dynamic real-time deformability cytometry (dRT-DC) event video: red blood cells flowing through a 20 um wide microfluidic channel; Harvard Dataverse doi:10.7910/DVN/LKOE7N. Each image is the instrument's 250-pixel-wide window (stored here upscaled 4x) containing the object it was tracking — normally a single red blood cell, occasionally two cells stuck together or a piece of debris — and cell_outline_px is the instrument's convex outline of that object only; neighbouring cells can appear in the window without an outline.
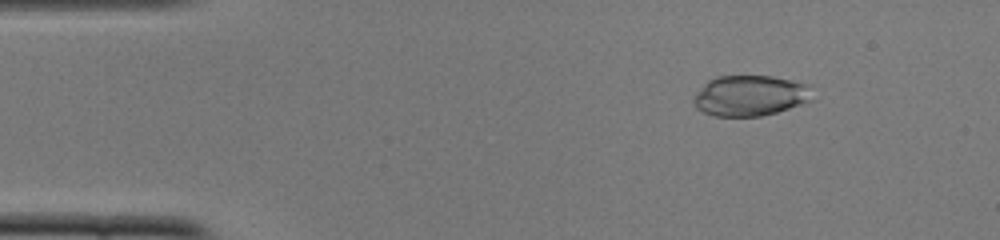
{"species": "common noctule bat (a hibernating species)", "species_latin": "Nyctalus noctula", "temperature_condition": "cold", "stored_images_in_passage": 50, "camera_frame_rate_fps": 3000, "um_per_image_px": 0.085, "animal": {"sex": "female", "body_mass_g": 22.0, "forearm_length_mm": 56.7}, "frame": {"image": 1, "passage_image": 6, "time_ms": 1.667, "image_size_px": [1000, 240], "cell_outline_px": [[812, 100], [776, 112], [760, 116], [716, 116], [704, 112], [696, 108], [692, 100], [696, 92], [708, 80], [716, 76], [772, 76], [808, 84]], "centroid_in_image_um": [63.72, 8.12], "position_along_channel_um": 21.3, "area_um2": 27.92}}
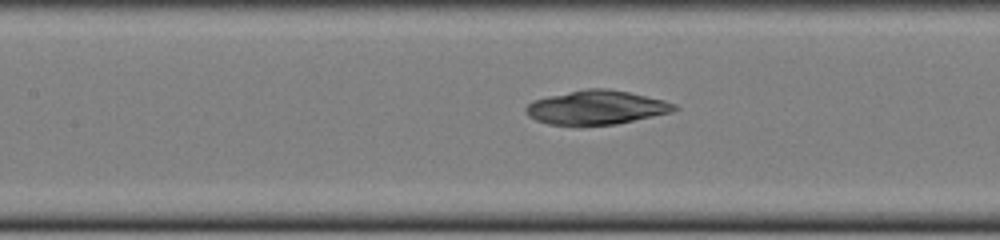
{"frame": {"image": 2, "passage_image": 22, "time_ms": 7.0, "image_size_px": [1000, 240], "cell_outline_px": [[680, 108], [672, 112], [616, 124], [584, 128], [580, 128], [548, 124], [536, 120], [528, 116], [524, 108], [532, 100], [548, 96], [588, 88], [608, 88], [628, 92], [664, 100], [676, 104]], "centroid_in_image_um": [50.66, 9.17], "position_along_channel_um": 156.7, "area_um2": 30.17}}
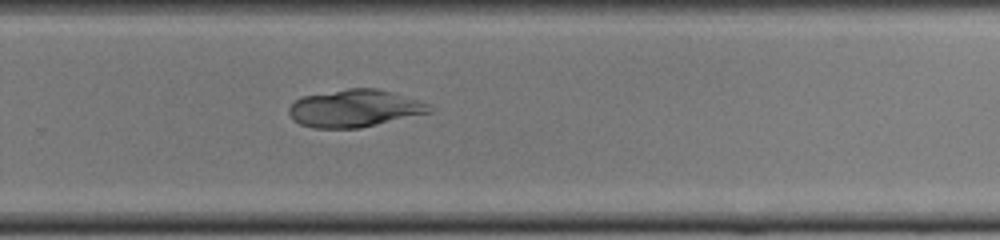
{"frame": {"image": 3, "passage_image": 33, "time_ms": 10.667, "image_size_px": [1000, 240], "cell_outline_px": [[432, 112], [360, 128], [312, 128], [300, 124], [292, 120], [288, 112], [288, 108], [296, 100], [304, 96], [348, 88], [376, 88], [392, 92], [432, 104]], "centroid_in_image_um": [30.15, 9.22], "position_along_channel_um": 299.6, "area_um2": 30.69}}